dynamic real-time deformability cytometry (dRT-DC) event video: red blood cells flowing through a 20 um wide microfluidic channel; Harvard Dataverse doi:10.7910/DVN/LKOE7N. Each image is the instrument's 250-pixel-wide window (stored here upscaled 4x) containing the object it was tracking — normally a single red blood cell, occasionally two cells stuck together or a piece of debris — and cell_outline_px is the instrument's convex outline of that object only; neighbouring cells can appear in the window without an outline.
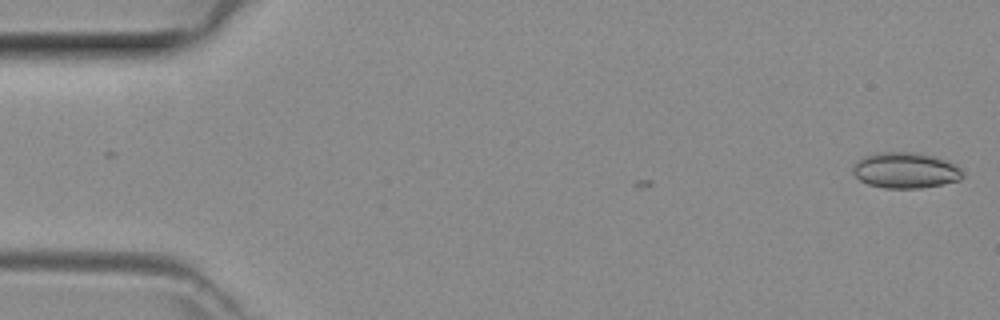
{"species": "common noctule bat (a hibernating species)", "species_latin": "Nyctalus noctula", "temperature_condition": "room temperature", "stored_images_in_passage": 3, "camera_frame_rate_fps": 3000, "um_per_image_px": 0.085, "animal": {"sex": "female", "body_mass_g": 29.2, "forearm_length_mm": 56.3}, "frame": {"image": 1, "passage_image": 1, "time_ms": 0.0, "image_size_px": [1000, 320], "cell_outline_px": [[964, 176], [960, 180], [944, 184], [920, 188], [884, 188], [868, 184], [860, 180], [852, 172], [852, 164], [864, 156], [876, 152], [912, 152], [932, 156], [948, 160], [956, 164], [964, 172]], "centroid_in_image_um": [76.97, 14.48], "position_along_channel_um": 8.0, "area_um2": 23.18}}